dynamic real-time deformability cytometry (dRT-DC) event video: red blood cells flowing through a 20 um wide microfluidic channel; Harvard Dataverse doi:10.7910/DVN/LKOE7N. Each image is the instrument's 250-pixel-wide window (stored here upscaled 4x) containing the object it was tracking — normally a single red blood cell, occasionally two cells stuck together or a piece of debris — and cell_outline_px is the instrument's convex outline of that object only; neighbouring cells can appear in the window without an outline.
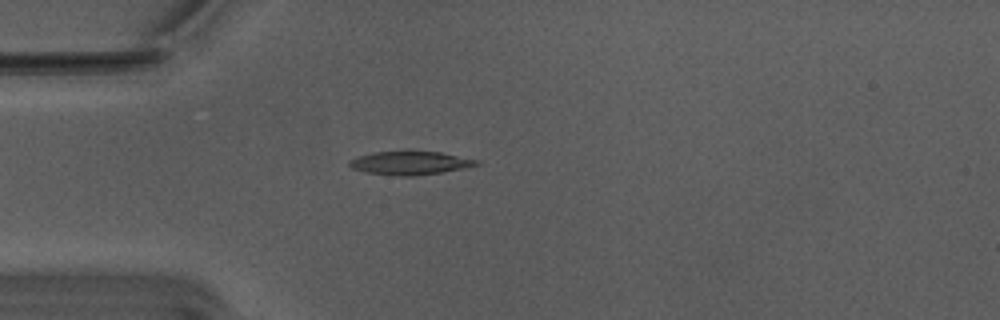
{"species": "Egyptian fruit bat (a non-hibernating species)", "species_latin": "Rousettus aegyptiacus", "temperature_condition": "warm", "stored_images_in_passage": 40, "camera_frame_rate_fps": 3000, "um_per_image_px": 0.085, "animal": {"sex": "male"}, "frame": {"image": 1, "passage_image": 1, "time_ms": 0.0, "image_size_px": [1000, 320], "cell_outline_px": [[480, 164], [468, 168], [412, 176], [400, 176], [368, 172], [352, 168], [348, 164], [348, 160], [372, 152], [408, 148], [440, 152], [480, 160]], "centroid_in_image_um": [34.89, 13.8], "position_along_channel_um": 50.1, "area_um2": 18.09}}
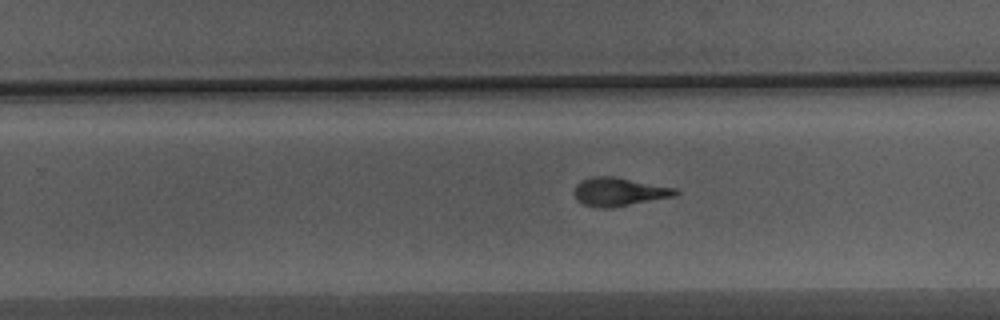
{"frame": {"image": 2, "passage_image": 20, "time_ms": 6.333, "image_size_px": [1000, 320], "cell_outline_px": [[680, 192], [676, 196], [608, 208], [596, 208], [584, 204], [576, 200], [576, 184], [592, 176], [612, 176], [676, 188]], "centroid_in_image_um": [52.64, 16.3], "position_along_channel_um": 277.2, "area_um2": 16.53}}
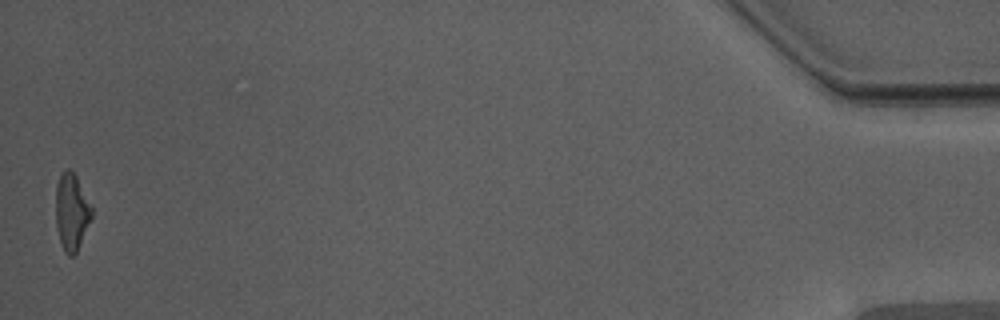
{"frame": {"image": 3, "passage_image": 40, "time_ms": 13.0, "image_size_px": [1000, 320], "cell_outline_px": [[92, 216], [76, 252], [72, 256], [68, 256], [64, 252], [60, 244], [56, 224], [56, 184], [64, 168], [68, 168], [76, 176], [92, 208]], "centroid_in_image_um": [6.06, 18.01], "position_along_channel_um": 429.1, "area_um2": 15.9}, "authors_computed_cell_mechanics": {"area_um2": 16.7042, "velocity_mm_per_s": 3.766, "shape_relaxation_time_tau1_ms": 8.0574, "shape_relaxation_time_tau2_ms": 2.1808, "deformation_change_tau1": 0.2439, "deformation_change_tau2": 0.1163}}